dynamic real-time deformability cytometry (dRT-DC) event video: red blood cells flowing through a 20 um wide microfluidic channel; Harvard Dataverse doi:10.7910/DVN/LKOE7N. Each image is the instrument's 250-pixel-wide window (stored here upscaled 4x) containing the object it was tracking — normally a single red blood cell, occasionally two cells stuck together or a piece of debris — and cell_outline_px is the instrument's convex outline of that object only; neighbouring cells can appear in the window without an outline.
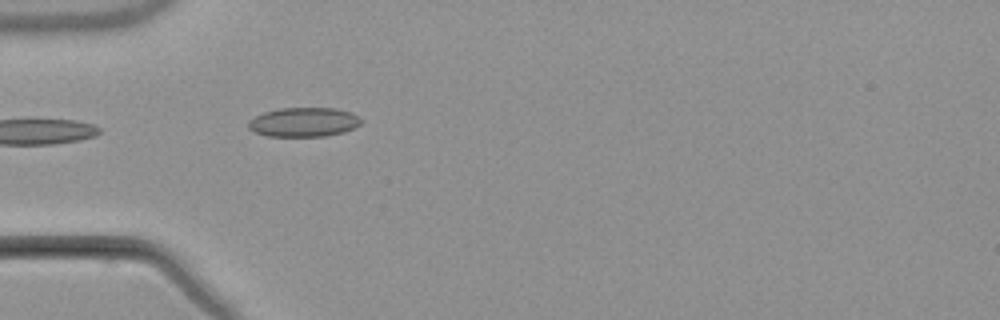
{"species": "common noctule bat (a hibernating species)", "species_latin": "Nyctalus noctula", "temperature_condition": "warm", "stored_images_in_passage": 5, "segment_of_instrument_passage": [2, 2], "camera_frame_rate_fps": 3000, "um_per_image_px": 0.085, "animal": {"sex": "male", "body_mass_g": 21.5, "forearm_length_mm": 52.0}, "frame": {"image": 1, "passage_image": 5, "time_ms": 4.667, "image_size_px": [1000, 320], "cell_outline_px": [[364, 120], [360, 124], [344, 132], [324, 136], [268, 136], [256, 132], [248, 128], [248, 120], [264, 112], [280, 108], [336, 108], [352, 112]], "centroid_in_image_um": [25.84, 10.37], "position_along_channel_um": 59.2, "area_um2": 19.25}}